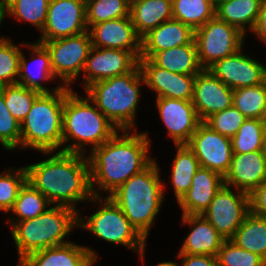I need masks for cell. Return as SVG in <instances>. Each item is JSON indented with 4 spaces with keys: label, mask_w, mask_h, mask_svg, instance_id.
I'll return each instance as SVG.
<instances>
[{
    "label": "cell",
    "mask_w": 266,
    "mask_h": 266,
    "mask_svg": "<svg viewBox=\"0 0 266 266\" xmlns=\"http://www.w3.org/2000/svg\"><path fill=\"white\" fill-rule=\"evenodd\" d=\"M135 132L123 130L121 136L117 132L101 146L90 150L88 160L93 196H102L101 190L110 195L155 160L149 156L151 141L148 133Z\"/></svg>",
    "instance_id": "6da1fadb"
},
{
    "label": "cell",
    "mask_w": 266,
    "mask_h": 266,
    "mask_svg": "<svg viewBox=\"0 0 266 266\" xmlns=\"http://www.w3.org/2000/svg\"><path fill=\"white\" fill-rule=\"evenodd\" d=\"M50 155L25 166L27 181L52 205L76 208L78 202H91L90 164L85 154L64 151L41 152ZM54 153V154H53Z\"/></svg>",
    "instance_id": "7a4b0ae2"
},
{
    "label": "cell",
    "mask_w": 266,
    "mask_h": 266,
    "mask_svg": "<svg viewBox=\"0 0 266 266\" xmlns=\"http://www.w3.org/2000/svg\"><path fill=\"white\" fill-rule=\"evenodd\" d=\"M117 132L120 134L122 131H119L97 108L87 94L86 97H82L72 88L65 86L62 120L64 147L61 151L86 154V145H90L93 150L111 139Z\"/></svg>",
    "instance_id": "3957f363"
},
{
    "label": "cell",
    "mask_w": 266,
    "mask_h": 266,
    "mask_svg": "<svg viewBox=\"0 0 266 266\" xmlns=\"http://www.w3.org/2000/svg\"><path fill=\"white\" fill-rule=\"evenodd\" d=\"M157 165L154 160L108 195L145 240L165 197V186Z\"/></svg>",
    "instance_id": "277c9868"
},
{
    "label": "cell",
    "mask_w": 266,
    "mask_h": 266,
    "mask_svg": "<svg viewBox=\"0 0 266 266\" xmlns=\"http://www.w3.org/2000/svg\"><path fill=\"white\" fill-rule=\"evenodd\" d=\"M9 225L20 264L34 252L70 242L64 239L78 227V211L52 205L35 218Z\"/></svg>",
    "instance_id": "5b68a950"
},
{
    "label": "cell",
    "mask_w": 266,
    "mask_h": 266,
    "mask_svg": "<svg viewBox=\"0 0 266 266\" xmlns=\"http://www.w3.org/2000/svg\"><path fill=\"white\" fill-rule=\"evenodd\" d=\"M144 79L139 65L131 72L92 83L87 96L119 131H136L135 115Z\"/></svg>",
    "instance_id": "8992f818"
},
{
    "label": "cell",
    "mask_w": 266,
    "mask_h": 266,
    "mask_svg": "<svg viewBox=\"0 0 266 266\" xmlns=\"http://www.w3.org/2000/svg\"><path fill=\"white\" fill-rule=\"evenodd\" d=\"M65 86L40 93L20 123L21 148L51 152L62 148V120Z\"/></svg>",
    "instance_id": "52a82bcc"
},
{
    "label": "cell",
    "mask_w": 266,
    "mask_h": 266,
    "mask_svg": "<svg viewBox=\"0 0 266 266\" xmlns=\"http://www.w3.org/2000/svg\"><path fill=\"white\" fill-rule=\"evenodd\" d=\"M91 201L97 202L100 208L89 217H83L78 211V227L89 230L105 242L126 246L139 254L143 263L146 240L131 225L120 207L109 196H93Z\"/></svg>",
    "instance_id": "ba28073f"
},
{
    "label": "cell",
    "mask_w": 266,
    "mask_h": 266,
    "mask_svg": "<svg viewBox=\"0 0 266 266\" xmlns=\"http://www.w3.org/2000/svg\"><path fill=\"white\" fill-rule=\"evenodd\" d=\"M244 37L238 28L215 16L194 32L200 66L208 69L216 61L235 53L243 47Z\"/></svg>",
    "instance_id": "9c48e42d"
},
{
    "label": "cell",
    "mask_w": 266,
    "mask_h": 266,
    "mask_svg": "<svg viewBox=\"0 0 266 266\" xmlns=\"http://www.w3.org/2000/svg\"><path fill=\"white\" fill-rule=\"evenodd\" d=\"M42 44L49 52L54 77L60 78L63 86L71 88L77 77L80 78L92 48L89 32L44 41Z\"/></svg>",
    "instance_id": "30bf717a"
},
{
    "label": "cell",
    "mask_w": 266,
    "mask_h": 266,
    "mask_svg": "<svg viewBox=\"0 0 266 266\" xmlns=\"http://www.w3.org/2000/svg\"><path fill=\"white\" fill-rule=\"evenodd\" d=\"M231 189L224 185L202 213L225 240L234 236L235 231L250 212L249 194L240 190L235 193Z\"/></svg>",
    "instance_id": "8fae6325"
},
{
    "label": "cell",
    "mask_w": 266,
    "mask_h": 266,
    "mask_svg": "<svg viewBox=\"0 0 266 266\" xmlns=\"http://www.w3.org/2000/svg\"><path fill=\"white\" fill-rule=\"evenodd\" d=\"M186 145L195 154L200 167L208 168L223 177L227 174L233 157L230 138L214 131L202 121Z\"/></svg>",
    "instance_id": "7c38bea8"
},
{
    "label": "cell",
    "mask_w": 266,
    "mask_h": 266,
    "mask_svg": "<svg viewBox=\"0 0 266 266\" xmlns=\"http://www.w3.org/2000/svg\"><path fill=\"white\" fill-rule=\"evenodd\" d=\"M86 31L85 0H50L42 35L37 42L74 36Z\"/></svg>",
    "instance_id": "4fadbf2b"
},
{
    "label": "cell",
    "mask_w": 266,
    "mask_h": 266,
    "mask_svg": "<svg viewBox=\"0 0 266 266\" xmlns=\"http://www.w3.org/2000/svg\"><path fill=\"white\" fill-rule=\"evenodd\" d=\"M138 58L127 50L92 47L83 69V86L124 75L138 65Z\"/></svg>",
    "instance_id": "5bb4252c"
},
{
    "label": "cell",
    "mask_w": 266,
    "mask_h": 266,
    "mask_svg": "<svg viewBox=\"0 0 266 266\" xmlns=\"http://www.w3.org/2000/svg\"><path fill=\"white\" fill-rule=\"evenodd\" d=\"M242 49L216 61L208 68L233 90L263 84L266 79V66L245 55Z\"/></svg>",
    "instance_id": "9a60e30c"
},
{
    "label": "cell",
    "mask_w": 266,
    "mask_h": 266,
    "mask_svg": "<svg viewBox=\"0 0 266 266\" xmlns=\"http://www.w3.org/2000/svg\"><path fill=\"white\" fill-rule=\"evenodd\" d=\"M138 65L145 86L155 91V98L166 97L192 101L196 75L170 72L156 66L147 58H139Z\"/></svg>",
    "instance_id": "2e32d148"
},
{
    "label": "cell",
    "mask_w": 266,
    "mask_h": 266,
    "mask_svg": "<svg viewBox=\"0 0 266 266\" xmlns=\"http://www.w3.org/2000/svg\"><path fill=\"white\" fill-rule=\"evenodd\" d=\"M155 100L168 136L173 139L175 145L187 144L202 122L192 101L166 97Z\"/></svg>",
    "instance_id": "e0dca14e"
},
{
    "label": "cell",
    "mask_w": 266,
    "mask_h": 266,
    "mask_svg": "<svg viewBox=\"0 0 266 266\" xmlns=\"http://www.w3.org/2000/svg\"><path fill=\"white\" fill-rule=\"evenodd\" d=\"M233 89L220 81L210 70L202 69L194 81L192 104L201 121L232 106Z\"/></svg>",
    "instance_id": "ac0fdd59"
},
{
    "label": "cell",
    "mask_w": 266,
    "mask_h": 266,
    "mask_svg": "<svg viewBox=\"0 0 266 266\" xmlns=\"http://www.w3.org/2000/svg\"><path fill=\"white\" fill-rule=\"evenodd\" d=\"M88 32L92 47L131 51L138 59L141 56V38L130 16L91 25Z\"/></svg>",
    "instance_id": "d6986e66"
},
{
    "label": "cell",
    "mask_w": 266,
    "mask_h": 266,
    "mask_svg": "<svg viewBox=\"0 0 266 266\" xmlns=\"http://www.w3.org/2000/svg\"><path fill=\"white\" fill-rule=\"evenodd\" d=\"M266 179V161L261 151L233 153L225 185L251 194Z\"/></svg>",
    "instance_id": "ffe728a7"
},
{
    "label": "cell",
    "mask_w": 266,
    "mask_h": 266,
    "mask_svg": "<svg viewBox=\"0 0 266 266\" xmlns=\"http://www.w3.org/2000/svg\"><path fill=\"white\" fill-rule=\"evenodd\" d=\"M21 45L32 50L30 55L33 56L31 57L32 60L27 62L24 53L21 52L17 84L29 89H34L40 93L53 92L63 87L61 83L50 91V89L46 88L45 85H42L43 81L50 82L51 80H56L51 67L50 55L47 48L37 41L34 44L21 43Z\"/></svg>",
    "instance_id": "44dd1931"
},
{
    "label": "cell",
    "mask_w": 266,
    "mask_h": 266,
    "mask_svg": "<svg viewBox=\"0 0 266 266\" xmlns=\"http://www.w3.org/2000/svg\"><path fill=\"white\" fill-rule=\"evenodd\" d=\"M90 247L68 242L30 254L23 266H93L98 256Z\"/></svg>",
    "instance_id": "7402d4cb"
},
{
    "label": "cell",
    "mask_w": 266,
    "mask_h": 266,
    "mask_svg": "<svg viewBox=\"0 0 266 266\" xmlns=\"http://www.w3.org/2000/svg\"><path fill=\"white\" fill-rule=\"evenodd\" d=\"M224 185L222 175L200 167L192 179V186L177 202L182 215H201Z\"/></svg>",
    "instance_id": "603a6c76"
},
{
    "label": "cell",
    "mask_w": 266,
    "mask_h": 266,
    "mask_svg": "<svg viewBox=\"0 0 266 266\" xmlns=\"http://www.w3.org/2000/svg\"><path fill=\"white\" fill-rule=\"evenodd\" d=\"M194 32L179 20H167L141 38L140 58L149 59L156 52L189 44L194 40Z\"/></svg>",
    "instance_id": "cb8c5ba5"
},
{
    "label": "cell",
    "mask_w": 266,
    "mask_h": 266,
    "mask_svg": "<svg viewBox=\"0 0 266 266\" xmlns=\"http://www.w3.org/2000/svg\"><path fill=\"white\" fill-rule=\"evenodd\" d=\"M183 225L189 226L191 232L185 238L178 253L190 255L217 256L225 240L218 231L201 215H182Z\"/></svg>",
    "instance_id": "d4e9b609"
},
{
    "label": "cell",
    "mask_w": 266,
    "mask_h": 266,
    "mask_svg": "<svg viewBox=\"0 0 266 266\" xmlns=\"http://www.w3.org/2000/svg\"><path fill=\"white\" fill-rule=\"evenodd\" d=\"M130 18L137 35L142 38L173 18L172 0H137L130 5Z\"/></svg>",
    "instance_id": "484cf974"
},
{
    "label": "cell",
    "mask_w": 266,
    "mask_h": 266,
    "mask_svg": "<svg viewBox=\"0 0 266 266\" xmlns=\"http://www.w3.org/2000/svg\"><path fill=\"white\" fill-rule=\"evenodd\" d=\"M149 59L156 66L177 74L196 75L203 69L194 40L186 45L156 52Z\"/></svg>",
    "instance_id": "4316f807"
},
{
    "label": "cell",
    "mask_w": 266,
    "mask_h": 266,
    "mask_svg": "<svg viewBox=\"0 0 266 266\" xmlns=\"http://www.w3.org/2000/svg\"><path fill=\"white\" fill-rule=\"evenodd\" d=\"M260 3L261 0H230L216 7L215 16L246 34L255 26Z\"/></svg>",
    "instance_id": "83f0119b"
},
{
    "label": "cell",
    "mask_w": 266,
    "mask_h": 266,
    "mask_svg": "<svg viewBox=\"0 0 266 266\" xmlns=\"http://www.w3.org/2000/svg\"><path fill=\"white\" fill-rule=\"evenodd\" d=\"M230 240L244 250L259 255L266 262L265 217L255 215L250 211Z\"/></svg>",
    "instance_id": "f1b7e54d"
},
{
    "label": "cell",
    "mask_w": 266,
    "mask_h": 266,
    "mask_svg": "<svg viewBox=\"0 0 266 266\" xmlns=\"http://www.w3.org/2000/svg\"><path fill=\"white\" fill-rule=\"evenodd\" d=\"M174 146L177 153L172 164L171 183L178 202L192 186V179L200 168V164L193 151L186 144Z\"/></svg>",
    "instance_id": "f546056e"
},
{
    "label": "cell",
    "mask_w": 266,
    "mask_h": 266,
    "mask_svg": "<svg viewBox=\"0 0 266 266\" xmlns=\"http://www.w3.org/2000/svg\"><path fill=\"white\" fill-rule=\"evenodd\" d=\"M50 0H0V17L26 21L42 32Z\"/></svg>",
    "instance_id": "4dcf8cb0"
},
{
    "label": "cell",
    "mask_w": 266,
    "mask_h": 266,
    "mask_svg": "<svg viewBox=\"0 0 266 266\" xmlns=\"http://www.w3.org/2000/svg\"><path fill=\"white\" fill-rule=\"evenodd\" d=\"M48 199L28 181L20 188L13 208L10 210L16 215V221L8 219L7 223L16 224L20 221L35 218L51 207Z\"/></svg>",
    "instance_id": "1f68e13d"
},
{
    "label": "cell",
    "mask_w": 266,
    "mask_h": 266,
    "mask_svg": "<svg viewBox=\"0 0 266 266\" xmlns=\"http://www.w3.org/2000/svg\"><path fill=\"white\" fill-rule=\"evenodd\" d=\"M215 10L210 0H172L173 19L194 31L214 18Z\"/></svg>",
    "instance_id": "d6a6232c"
},
{
    "label": "cell",
    "mask_w": 266,
    "mask_h": 266,
    "mask_svg": "<svg viewBox=\"0 0 266 266\" xmlns=\"http://www.w3.org/2000/svg\"><path fill=\"white\" fill-rule=\"evenodd\" d=\"M232 105L246 118L266 119L265 83L234 89Z\"/></svg>",
    "instance_id": "836d02e7"
},
{
    "label": "cell",
    "mask_w": 266,
    "mask_h": 266,
    "mask_svg": "<svg viewBox=\"0 0 266 266\" xmlns=\"http://www.w3.org/2000/svg\"><path fill=\"white\" fill-rule=\"evenodd\" d=\"M266 132V119L247 118L231 138L233 153L261 151Z\"/></svg>",
    "instance_id": "e575fe53"
},
{
    "label": "cell",
    "mask_w": 266,
    "mask_h": 266,
    "mask_svg": "<svg viewBox=\"0 0 266 266\" xmlns=\"http://www.w3.org/2000/svg\"><path fill=\"white\" fill-rule=\"evenodd\" d=\"M87 28L111 19L130 16V4L125 0H85Z\"/></svg>",
    "instance_id": "d590c367"
},
{
    "label": "cell",
    "mask_w": 266,
    "mask_h": 266,
    "mask_svg": "<svg viewBox=\"0 0 266 266\" xmlns=\"http://www.w3.org/2000/svg\"><path fill=\"white\" fill-rule=\"evenodd\" d=\"M0 90L3 92L6 107L20 123L40 94V92L20 84L4 85L0 87Z\"/></svg>",
    "instance_id": "8d00e7d4"
},
{
    "label": "cell",
    "mask_w": 266,
    "mask_h": 266,
    "mask_svg": "<svg viewBox=\"0 0 266 266\" xmlns=\"http://www.w3.org/2000/svg\"><path fill=\"white\" fill-rule=\"evenodd\" d=\"M26 181L27 171L25 166L18 169L9 168L0 174V211L10 212L20 188Z\"/></svg>",
    "instance_id": "74e56055"
},
{
    "label": "cell",
    "mask_w": 266,
    "mask_h": 266,
    "mask_svg": "<svg viewBox=\"0 0 266 266\" xmlns=\"http://www.w3.org/2000/svg\"><path fill=\"white\" fill-rule=\"evenodd\" d=\"M21 52V48L10 38L6 37L0 41V87L17 84Z\"/></svg>",
    "instance_id": "f35d334b"
},
{
    "label": "cell",
    "mask_w": 266,
    "mask_h": 266,
    "mask_svg": "<svg viewBox=\"0 0 266 266\" xmlns=\"http://www.w3.org/2000/svg\"><path fill=\"white\" fill-rule=\"evenodd\" d=\"M216 257L218 266H266L259 255L244 250L230 239L223 241Z\"/></svg>",
    "instance_id": "ab89813d"
},
{
    "label": "cell",
    "mask_w": 266,
    "mask_h": 266,
    "mask_svg": "<svg viewBox=\"0 0 266 266\" xmlns=\"http://www.w3.org/2000/svg\"><path fill=\"white\" fill-rule=\"evenodd\" d=\"M0 143L4 149L13 151L21 148L20 122L10 113L0 90Z\"/></svg>",
    "instance_id": "60d3db41"
},
{
    "label": "cell",
    "mask_w": 266,
    "mask_h": 266,
    "mask_svg": "<svg viewBox=\"0 0 266 266\" xmlns=\"http://www.w3.org/2000/svg\"><path fill=\"white\" fill-rule=\"evenodd\" d=\"M247 118L233 105L216 112L204 122L221 135L232 138Z\"/></svg>",
    "instance_id": "b9f144b4"
},
{
    "label": "cell",
    "mask_w": 266,
    "mask_h": 266,
    "mask_svg": "<svg viewBox=\"0 0 266 266\" xmlns=\"http://www.w3.org/2000/svg\"><path fill=\"white\" fill-rule=\"evenodd\" d=\"M249 196L250 211L266 218V179Z\"/></svg>",
    "instance_id": "7bdbcfd3"
},
{
    "label": "cell",
    "mask_w": 266,
    "mask_h": 266,
    "mask_svg": "<svg viewBox=\"0 0 266 266\" xmlns=\"http://www.w3.org/2000/svg\"><path fill=\"white\" fill-rule=\"evenodd\" d=\"M176 256L182 259L181 266H218L217 257L212 255L178 253Z\"/></svg>",
    "instance_id": "ee69618b"
},
{
    "label": "cell",
    "mask_w": 266,
    "mask_h": 266,
    "mask_svg": "<svg viewBox=\"0 0 266 266\" xmlns=\"http://www.w3.org/2000/svg\"><path fill=\"white\" fill-rule=\"evenodd\" d=\"M259 40L266 42V0H261L258 17L251 31Z\"/></svg>",
    "instance_id": "f6af8a7d"
},
{
    "label": "cell",
    "mask_w": 266,
    "mask_h": 266,
    "mask_svg": "<svg viewBox=\"0 0 266 266\" xmlns=\"http://www.w3.org/2000/svg\"><path fill=\"white\" fill-rule=\"evenodd\" d=\"M262 155L266 161V132L263 138V142H262V149H261Z\"/></svg>",
    "instance_id": "bcb514c9"
},
{
    "label": "cell",
    "mask_w": 266,
    "mask_h": 266,
    "mask_svg": "<svg viewBox=\"0 0 266 266\" xmlns=\"http://www.w3.org/2000/svg\"><path fill=\"white\" fill-rule=\"evenodd\" d=\"M155 266H179L177 264V262H174V261H167V262H161V263H158L157 265Z\"/></svg>",
    "instance_id": "7dc6e473"
},
{
    "label": "cell",
    "mask_w": 266,
    "mask_h": 266,
    "mask_svg": "<svg viewBox=\"0 0 266 266\" xmlns=\"http://www.w3.org/2000/svg\"><path fill=\"white\" fill-rule=\"evenodd\" d=\"M211 3L214 5V7L216 8L217 6H219L220 4L230 1V0H210Z\"/></svg>",
    "instance_id": "c3c4849f"
},
{
    "label": "cell",
    "mask_w": 266,
    "mask_h": 266,
    "mask_svg": "<svg viewBox=\"0 0 266 266\" xmlns=\"http://www.w3.org/2000/svg\"><path fill=\"white\" fill-rule=\"evenodd\" d=\"M125 1L131 5L132 3L136 2L137 0H125Z\"/></svg>",
    "instance_id": "681fc988"
},
{
    "label": "cell",
    "mask_w": 266,
    "mask_h": 266,
    "mask_svg": "<svg viewBox=\"0 0 266 266\" xmlns=\"http://www.w3.org/2000/svg\"><path fill=\"white\" fill-rule=\"evenodd\" d=\"M1 24H2V18L0 17V26H1ZM1 28V27H0ZM4 37H0V41L3 39Z\"/></svg>",
    "instance_id": "f907efd6"
}]
</instances>
